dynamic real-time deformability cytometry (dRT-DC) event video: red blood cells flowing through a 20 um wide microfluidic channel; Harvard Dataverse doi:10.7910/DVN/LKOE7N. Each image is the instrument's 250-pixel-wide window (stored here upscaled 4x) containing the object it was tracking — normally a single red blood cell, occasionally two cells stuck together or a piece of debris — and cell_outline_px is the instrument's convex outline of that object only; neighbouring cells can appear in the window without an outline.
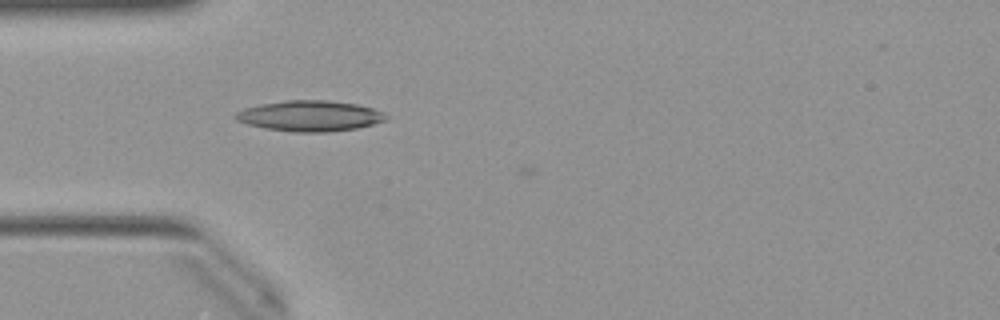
{"species": "Egyptian fruit bat (a non-hibernating species)", "species_latin": "Rousettus aegyptiacus", "temperature_condition": "warm", "stored_images_in_passage": 4, "camera_frame_rate_fps": 3000, "um_per_image_px": 0.085, "animal": {"sex": "female"}, "frame": {"image": 1, "passage_image": 3, "time_ms": 0.667, "image_size_px": [1000, 320], "cell_outline_px": [[388, 120], [356, 128], [328, 132], [296, 132], [264, 128], [248, 124], [236, 120], [232, 116], [236, 112], [244, 108], [260, 104], [284, 100], [328, 100], [356, 104], [372, 108], [384, 112], [388, 116]], "centroid_in_image_um": [26.33, 9.85], "position_along_channel_um": 58.7, "area_um2": 26.99}}